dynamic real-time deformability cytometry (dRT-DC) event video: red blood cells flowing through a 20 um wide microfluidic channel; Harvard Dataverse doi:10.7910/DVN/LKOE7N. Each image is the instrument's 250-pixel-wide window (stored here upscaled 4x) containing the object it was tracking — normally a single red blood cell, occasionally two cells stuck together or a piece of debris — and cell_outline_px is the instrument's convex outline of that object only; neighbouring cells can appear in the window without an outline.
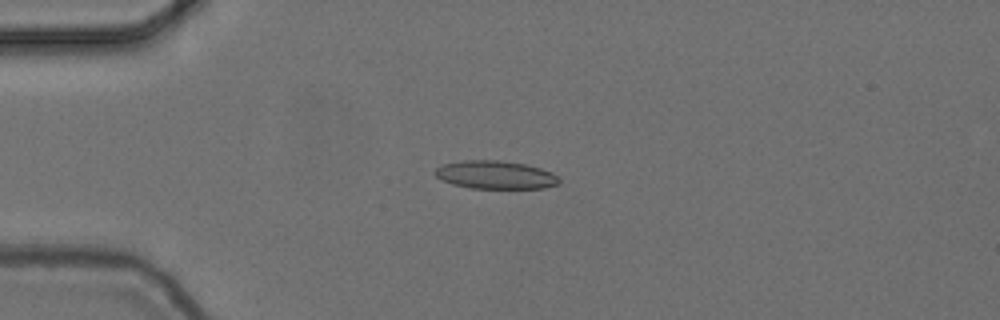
{"species": "common noctule bat (a hibernating species)", "species_latin": "Nyctalus noctula", "temperature_condition": "cold", "stored_images_in_passage": 55, "camera_frame_rate_fps": 3000, "um_per_image_px": 0.085, "animal": {"sex": "female", "body_mass_g": 24.6, "forearm_length_mm": 56.2}, "frame": {"image": 1, "passage_image": 14, "time_ms": 4.333, "image_size_px": [1000, 320], "cell_outline_px": [[560, 184], [544, 188], [472, 188], [452, 184], [436, 176], [436, 168], [444, 164], [464, 160], [500, 160], [524, 164], [540, 168], [552, 172], [560, 180]], "centroid_in_image_um": [42.15, 14.86], "position_along_channel_um": 42.9, "area_um2": 20.17}}
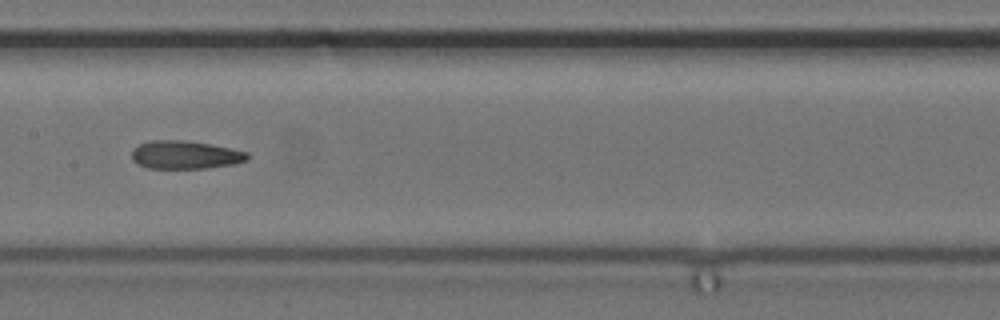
{"frame": {"image": 2, "passage_image": 28, "time_ms": 9.0, "image_size_px": [1000, 320], "cell_outline_px": [[248, 160], [232, 164], [208, 168], [148, 168], [132, 160], [132, 152], [140, 144], [152, 140], [188, 140], [248, 152]], "centroid_in_image_um": [15.75, 13.16], "position_along_channel_um": 191.7, "area_um2": 18.73}}
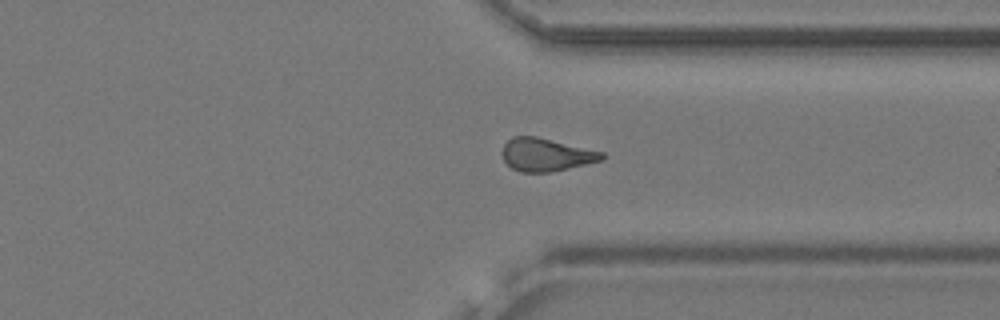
{"frame": {"image": 3, "passage_image": 42, "time_ms": 13.667, "image_size_px": [1000, 320], "cell_outline_px": [[604, 160], [568, 168], [548, 172], [520, 172], [512, 168], [504, 160], [500, 152], [504, 144], [512, 136], [536, 136], [604, 152]], "centroid_in_image_um": [46.39, 13.14], "position_along_channel_um": 365.0, "area_um2": 19.13}, "authors_computed_cell_mechanics": {"area_um2": 19.3052, "velocity_mm_per_s": 3.7309, "shape_relaxation_time_tau1_ms": null, "shape_relaxation_time_tau2_ms": 4.3279, "deformation_change_tau1": null, "deformation_change_tau2": 0.1441}}